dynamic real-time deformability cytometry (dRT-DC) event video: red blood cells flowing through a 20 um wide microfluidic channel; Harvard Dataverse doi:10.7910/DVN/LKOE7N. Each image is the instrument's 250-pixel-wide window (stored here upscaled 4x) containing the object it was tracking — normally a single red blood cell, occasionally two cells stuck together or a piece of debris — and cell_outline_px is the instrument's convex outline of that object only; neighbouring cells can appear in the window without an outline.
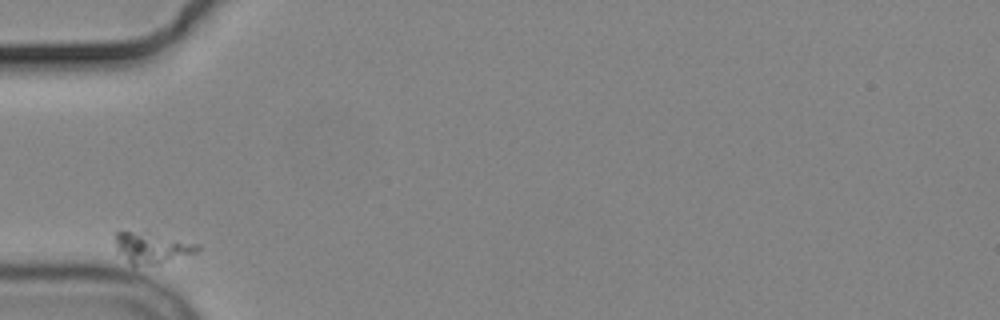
{"species": "common noctule bat (a hibernating species)", "species_latin": "Nyctalus noctula", "temperature_condition": "cold", "stored_images_in_passage": 2, "camera_frame_rate_fps": 3000, "um_per_image_px": 0.085, "animal": {"sex": "male", "body_mass_g": 19.2, "forearm_length_mm": 51.8}, "frame": {"image": 1, "passage_image": 1, "time_ms": 0.0, "image_size_px": [1000, 320], "cell_outline_px": [[200, 248], [196, 252], [160, 264], [132, 264], [116, 248], [116, 232], [148, 232], [200, 244]], "centroid_in_image_um": [12.96, 21.05], "position_along_channel_um": 72.0, "area_um2": 14.28}}